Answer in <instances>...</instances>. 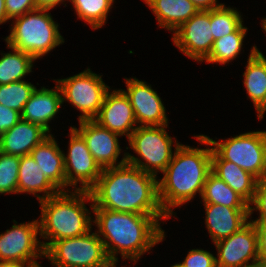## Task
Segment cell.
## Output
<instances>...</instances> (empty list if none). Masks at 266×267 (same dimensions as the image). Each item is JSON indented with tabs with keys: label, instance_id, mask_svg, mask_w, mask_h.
<instances>
[{
	"label": "cell",
	"instance_id": "obj_1",
	"mask_svg": "<svg viewBox=\"0 0 266 267\" xmlns=\"http://www.w3.org/2000/svg\"><path fill=\"white\" fill-rule=\"evenodd\" d=\"M92 208L142 215H166L158 198L157 177L130 165L102 170L96 185L89 191Z\"/></svg>",
	"mask_w": 266,
	"mask_h": 267
},
{
	"label": "cell",
	"instance_id": "obj_2",
	"mask_svg": "<svg viewBox=\"0 0 266 267\" xmlns=\"http://www.w3.org/2000/svg\"><path fill=\"white\" fill-rule=\"evenodd\" d=\"M95 215L93 223L96 233L104 243L109 259L117 265V255L136 264L140 256L148 252L165 238L160 220L168 219L167 215H142L128 212L111 211L105 208H92Z\"/></svg>",
	"mask_w": 266,
	"mask_h": 267
},
{
	"label": "cell",
	"instance_id": "obj_3",
	"mask_svg": "<svg viewBox=\"0 0 266 267\" xmlns=\"http://www.w3.org/2000/svg\"><path fill=\"white\" fill-rule=\"evenodd\" d=\"M172 160L158 179V198L162 210L170 218L173 209L191 201L203 186L211 169L213 148H193L175 142Z\"/></svg>",
	"mask_w": 266,
	"mask_h": 267
},
{
	"label": "cell",
	"instance_id": "obj_4",
	"mask_svg": "<svg viewBox=\"0 0 266 267\" xmlns=\"http://www.w3.org/2000/svg\"><path fill=\"white\" fill-rule=\"evenodd\" d=\"M69 192V193H68ZM93 202L89 191H60L47 199L40 200V237L44 250L53 242L80 237L91 231L93 216L85 205Z\"/></svg>",
	"mask_w": 266,
	"mask_h": 267
},
{
	"label": "cell",
	"instance_id": "obj_5",
	"mask_svg": "<svg viewBox=\"0 0 266 267\" xmlns=\"http://www.w3.org/2000/svg\"><path fill=\"white\" fill-rule=\"evenodd\" d=\"M49 9L36 8L14 18L10 34L4 39L11 48L31 55L35 60L64 43L58 23Z\"/></svg>",
	"mask_w": 266,
	"mask_h": 267
},
{
	"label": "cell",
	"instance_id": "obj_6",
	"mask_svg": "<svg viewBox=\"0 0 266 267\" xmlns=\"http://www.w3.org/2000/svg\"><path fill=\"white\" fill-rule=\"evenodd\" d=\"M194 137L208 147L213 146L223 160L233 162L258 180L266 179V131L241 133L223 141L203 134Z\"/></svg>",
	"mask_w": 266,
	"mask_h": 267
},
{
	"label": "cell",
	"instance_id": "obj_7",
	"mask_svg": "<svg viewBox=\"0 0 266 267\" xmlns=\"http://www.w3.org/2000/svg\"><path fill=\"white\" fill-rule=\"evenodd\" d=\"M164 126H137L128 138L131 149L140 157L126 154V161L146 173L156 177L158 172H164L173 157V138Z\"/></svg>",
	"mask_w": 266,
	"mask_h": 267
},
{
	"label": "cell",
	"instance_id": "obj_8",
	"mask_svg": "<svg viewBox=\"0 0 266 267\" xmlns=\"http://www.w3.org/2000/svg\"><path fill=\"white\" fill-rule=\"evenodd\" d=\"M44 257L55 267H116L96 231L53 241L44 250Z\"/></svg>",
	"mask_w": 266,
	"mask_h": 267
},
{
	"label": "cell",
	"instance_id": "obj_9",
	"mask_svg": "<svg viewBox=\"0 0 266 267\" xmlns=\"http://www.w3.org/2000/svg\"><path fill=\"white\" fill-rule=\"evenodd\" d=\"M62 93V100L68 101L82 114L78 120H93L99 113L106 93L111 89L105 85L102 75L90 68L74 76L55 79Z\"/></svg>",
	"mask_w": 266,
	"mask_h": 267
},
{
	"label": "cell",
	"instance_id": "obj_10",
	"mask_svg": "<svg viewBox=\"0 0 266 267\" xmlns=\"http://www.w3.org/2000/svg\"><path fill=\"white\" fill-rule=\"evenodd\" d=\"M11 229L0 234V261H13L39 264L36 259L44 257L39 221L33 220L19 225L13 220Z\"/></svg>",
	"mask_w": 266,
	"mask_h": 267
},
{
	"label": "cell",
	"instance_id": "obj_11",
	"mask_svg": "<svg viewBox=\"0 0 266 267\" xmlns=\"http://www.w3.org/2000/svg\"><path fill=\"white\" fill-rule=\"evenodd\" d=\"M70 137L68 154L64 155L66 188L73 186L75 191H90L103 169L95 161L83 137L72 126ZM78 182L81 187H78Z\"/></svg>",
	"mask_w": 266,
	"mask_h": 267
},
{
	"label": "cell",
	"instance_id": "obj_12",
	"mask_svg": "<svg viewBox=\"0 0 266 267\" xmlns=\"http://www.w3.org/2000/svg\"><path fill=\"white\" fill-rule=\"evenodd\" d=\"M172 40L184 55L198 63L204 61L214 44L210 11H198L174 31Z\"/></svg>",
	"mask_w": 266,
	"mask_h": 267
},
{
	"label": "cell",
	"instance_id": "obj_13",
	"mask_svg": "<svg viewBox=\"0 0 266 267\" xmlns=\"http://www.w3.org/2000/svg\"><path fill=\"white\" fill-rule=\"evenodd\" d=\"M214 244L218 251L217 267H246L258 260V235L251 220L236 233Z\"/></svg>",
	"mask_w": 266,
	"mask_h": 267
},
{
	"label": "cell",
	"instance_id": "obj_14",
	"mask_svg": "<svg viewBox=\"0 0 266 267\" xmlns=\"http://www.w3.org/2000/svg\"><path fill=\"white\" fill-rule=\"evenodd\" d=\"M125 80L127 91L121 90L131 103L138 126L168 125L164 104L151 85L136 78Z\"/></svg>",
	"mask_w": 266,
	"mask_h": 267
},
{
	"label": "cell",
	"instance_id": "obj_15",
	"mask_svg": "<svg viewBox=\"0 0 266 267\" xmlns=\"http://www.w3.org/2000/svg\"><path fill=\"white\" fill-rule=\"evenodd\" d=\"M79 124L78 129L73 128L83 137L89 151L102 169L120 166L127 162L126 154L121 161H118L121 154L119 134L102 127L94 120H81Z\"/></svg>",
	"mask_w": 266,
	"mask_h": 267
},
{
	"label": "cell",
	"instance_id": "obj_16",
	"mask_svg": "<svg viewBox=\"0 0 266 267\" xmlns=\"http://www.w3.org/2000/svg\"><path fill=\"white\" fill-rule=\"evenodd\" d=\"M93 120L127 139L137 128L135 125H138L131 103L121 89L106 93L100 111Z\"/></svg>",
	"mask_w": 266,
	"mask_h": 267
},
{
	"label": "cell",
	"instance_id": "obj_17",
	"mask_svg": "<svg viewBox=\"0 0 266 267\" xmlns=\"http://www.w3.org/2000/svg\"><path fill=\"white\" fill-rule=\"evenodd\" d=\"M205 225L215 243L236 233L249 220V207H227L220 204L204 203Z\"/></svg>",
	"mask_w": 266,
	"mask_h": 267
},
{
	"label": "cell",
	"instance_id": "obj_18",
	"mask_svg": "<svg viewBox=\"0 0 266 267\" xmlns=\"http://www.w3.org/2000/svg\"><path fill=\"white\" fill-rule=\"evenodd\" d=\"M49 135L42 126L21 119L0 135V151L19 157L29 155Z\"/></svg>",
	"mask_w": 266,
	"mask_h": 267
},
{
	"label": "cell",
	"instance_id": "obj_19",
	"mask_svg": "<svg viewBox=\"0 0 266 267\" xmlns=\"http://www.w3.org/2000/svg\"><path fill=\"white\" fill-rule=\"evenodd\" d=\"M62 104V93L57 83L53 89L36 88L24 105L21 119L38 124L50 132L49 123L55 118L54 116L58 113Z\"/></svg>",
	"mask_w": 266,
	"mask_h": 267
},
{
	"label": "cell",
	"instance_id": "obj_20",
	"mask_svg": "<svg viewBox=\"0 0 266 267\" xmlns=\"http://www.w3.org/2000/svg\"><path fill=\"white\" fill-rule=\"evenodd\" d=\"M64 155L65 153L59 148L57 141L52 134L45 138L30 152V156L39 165L45 177L59 191H69L68 188L65 189L66 176Z\"/></svg>",
	"mask_w": 266,
	"mask_h": 267
},
{
	"label": "cell",
	"instance_id": "obj_21",
	"mask_svg": "<svg viewBox=\"0 0 266 267\" xmlns=\"http://www.w3.org/2000/svg\"><path fill=\"white\" fill-rule=\"evenodd\" d=\"M248 57L243 84L260 120L266 111V57L255 45Z\"/></svg>",
	"mask_w": 266,
	"mask_h": 267
},
{
	"label": "cell",
	"instance_id": "obj_22",
	"mask_svg": "<svg viewBox=\"0 0 266 267\" xmlns=\"http://www.w3.org/2000/svg\"><path fill=\"white\" fill-rule=\"evenodd\" d=\"M211 169L248 204L252 202L259 181L255 176L233 162L223 160L214 150L211 155Z\"/></svg>",
	"mask_w": 266,
	"mask_h": 267
},
{
	"label": "cell",
	"instance_id": "obj_23",
	"mask_svg": "<svg viewBox=\"0 0 266 267\" xmlns=\"http://www.w3.org/2000/svg\"><path fill=\"white\" fill-rule=\"evenodd\" d=\"M160 28L175 31L199 10L190 0H144Z\"/></svg>",
	"mask_w": 266,
	"mask_h": 267
},
{
	"label": "cell",
	"instance_id": "obj_24",
	"mask_svg": "<svg viewBox=\"0 0 266 267\" xmlns=\"http://www.w3.org/2000/svg\"><path fill=\"white\" fill-rule=\"evenodd\" d=\"M38 195L37 193H42ZM60 191L45 177L39 165L29 155L20 158L17 193H29L43 200Z\"/></svg>",
	"mask_w": 266,
	"mask_h": 267
},
{
	"label": "cell",
	"instance_id": "obj_25",
	"mask_svg": "<svg viewBox=\"0 0 266 267\" xmlns=\"http://www.w3.org/2000/svg\"><path fill=\"white\" fill-rule=\"evenodd\" d=\"M203 203L227 207H249V204L212 171L208 174L201 194Z\"/></svg>",
	"mask_w": 266,
	"mask_h": 267
},
{
	"label": "cell",
	"instance_id": "obj_26",
	"mask_svg": "<svg viewBox=\"0 0 266 267\" xmlns=\"http://www.w3.org/2000/svg\"><path fill=\"white\" fill-rule=\"evenodd\" d=\"M9 53H2L0 58V85L22 81L28 73L32 72L33 62L31 55L11 48Z\"/></svg>",
	"mask_w": 266,
	"mask_h": 267
},
{
	"label": "cell",
	"instance_id": "obj_27",
	"mask_svg": "<svg viewBox=\"0 0 266 267\" xmlns=\"http://www.w3.org/2000/svg\"><path fill=\"white\" fill-rule=\"evenodd\" d=\"M247 29L242 23L234 32L214 40L212 50L204 61L224 65L235 59L241 52Z\"/></svg>",
	"mask_w": 266,
	"mask_h": 267
},
{
	"label": "cell",
	"instance_id": "obj_28",
	"mask_svg": "<svg viewBox=\"0 0 266 267\" xmlns=\"http://www.w3.org/2000/svg\"><path fill=\"white\" fill-rule=\"evenodd\" d=\"M78 18L84 20L91 28H101L106 23L107 15L114 0H69Z\"/></svg>",
	"mask_w": 266,
	"mask_h": 267
},
{
	"label": "cell",
	"instance_id": "obj_29",
	"mask_svg": "<svg viewBox=\"0 0 266 267\" xmlns=\"http://www.w3.org/2000/svg\"><path fill=\"white\" fill-rule=\"evenodd\" d=\"M242 15L231 7L222 6L210 10V26L214 40L234 32L243 22Z\"/></svg>",
	"mask_w": 266,
	"mask_h": 267
},
{
	"label": "cell",
	"instance_id": "obj_30",
	"mask_svg": "<svg viewBox=\"0 0 266 267\" xmlns=\"http://www.w3.org/2000/svg\"><path fill=\"white\" fill-rule=\"evenodd\" d=\"M36 89L31 82L17 81L0 85V104L22 113L24 105Z\"/></svg>",
	"mask_w": 266,
	"mask_h": 267
},
{
	"label": "cell",
	"instance_id": "obj_31",
	"mask_svg": "<svg viewBox=\"0 0 266 267\" xmlns=\"http://www.w3.org/2000/svg\"><path fill=\"white\" fill-rule=\"evenodd\" d=\"M20 158L0 151V194H17Z\"/></svg>",
	"mask_w": 266,
	"mask_h": 267
},
{
	"label": "cell",
	"instance_id": "obj_32",
	"mask_svg": "<svg viewBox=\"0 0 266 267\" xmlns=\"http://www.w3.org/2000/svg\"><path fill=\"white\" fill-rule=\"evenodd\" d=\"M183 267H217L216 257L207 250L192 249L188 252L183 262Z\"/></svg>",
	"mask_w": 266,
	"mask_h": 267
},
{
	"label": "cell",
	"instance_id": "obj_33",
	"mask_svg": "<svg viewBox=\"0 0 266 267\" xmlns=\"http://www.w3.org/2000/svg\"><path fill=\"white\" fill-rule=\"evenodd\" d=\"M251 205H254L252 207ZM259 211V218L251 221L266 222V179L259 180L252 202L249 204V217H252L253 211Z\"/></svg>",
	"mask_w": 266,
	"mask_h": 267
},
{
	"label": "cell",
	"instance_id": "obj_34",
	"mask_svg": "<svg viewBox=\"0 0 266 267\" xmlns=\"http://www.w3.org/2000/svg\"><path fill=\"white\" fill-rule=\"evenodd\" d=\"M6 13L9 20L36 9L35 0H5Z\"/></svg>",
	"mask_w": 266,
	"mask_h": 267
},
{
	"label": "cell",
	"instance_id": "obj_35",
	"mask_svg": "<svg viewBox=\"0 0 266 267\" xmlns=\"http://www.w3.org/2000/svg\"><path fill=\"white\" fill-rule=\"evenodd\" d=\"M21 120V113L0 104V135Z\"/></svg>",
	"mask_w": 266,
	"mask_h": 267
},
{
	"label": "cell",
	"instance_id": "obj_36",
	"mask_svg": "<svg viewBox=\"0 0 266 267\" xmlns=\"http://www.w3.org/2000/svg\"><path fill=\"white\" fill-rule=\"evenodd\" d=\"M258 235V260L266 263V222L252 221Z\"/></svg>",
	"mask_w": 266,
	"mask_h": 267
},
{
	"label": "cell",
	"instance_id": "obj_37",
	"mask_svg": "<svg viewBox=\"0 0 266 267\" xmlns=\"http://www.w3.org/2000/svg\"><path fill=\"white\" fill-rule=\"evenodd\" d=\"M199 11H210L223 5L218 0H190ZM218 2V3H217Z\"/></svg>",
	"mask_w": 266,
	"mask_h": 267
},
{
	"label": "cell",
	"instance_id": "obj_38",
	"mask_svg": "<svg viewBox=\"0 0 266 267\" xmlns=\"http://www.w3.org/2000/svg\"><path fill=\"white\" fill-rule=\"evenodd\" d=\"M65 1L64 0H35V4L37 8L51 10V9H54V7H56L58 4L63 3Z\"/></svg>",
	"mask_w": 266,
	"mask_h": 267
},
{
	"label": "cell",
	"instance_id": "obj_39",
	"mask_svg": "<svg viewBox=\"0 0 266 267\" xmlns=\"http://www.w3.org/2000/svg\"><path fill=\"white\" fill-rule=\"evenodd\" d=\"M27 264V265H26ZM39 264L13 262V261H0V267H36Z\"/></svg>",
	"mask_w": 266,
	"mask_h": 267
},
{
	"label": "cell",
	"instance_id": "obj_40",
	"mask_svg": "<svg viewBox=\"0 0 266 267\" xmlns=\"http://www.w3.org/2000/svg\"><path fill=\"white\" fill-rule=\"evenodd\" d=\"M6 7H5V0H0V24H5L8 21Z\"/></svg>",
	"mask_w": 266,
	"mask_h": 267
},
{
	"label": "cell",
	"instance_id": "obj_41",
	"mask_svg": "<svg viewBox=\"0 0 266 267\" xmlns=\"http://www.w3.org/2000/svg\"><path fill=\"white\" fill-rule=\"evenodd\" d=\"M246 267H266V263L260 260L248 264Z\"/></svg>",
	"mask_w": 266,
	"mask_h": 267
},
{
	"label": "cell",
	"instance_id": "obj_42",
	"mask_svg": "<svg viewBox=\"0 0 266 267\" xmlns=\"http://www.w3.org/2000/svg\"><path fill=\"white\" fill-rule=\"evenodd\" d=\"M262 28L266 32V20H262Z\"/></svg>",
	"mask_w": 266,
	"mask_h": 267
},
{
	"label": "cell",
	"instance_id": "obj_43",
	"mask_svg": "<svg viewBox=\"0 0 266 267\" xmlns=\"http://www.w3.org/2000/svg\"><path fill=\"white\" fill-rule=\"evenodd\" d=\"M171 267H183L180 263L174 264Z\"/></svg>",
	"mask_w": 266,
	"mask_h": 267
}]
</instances>
